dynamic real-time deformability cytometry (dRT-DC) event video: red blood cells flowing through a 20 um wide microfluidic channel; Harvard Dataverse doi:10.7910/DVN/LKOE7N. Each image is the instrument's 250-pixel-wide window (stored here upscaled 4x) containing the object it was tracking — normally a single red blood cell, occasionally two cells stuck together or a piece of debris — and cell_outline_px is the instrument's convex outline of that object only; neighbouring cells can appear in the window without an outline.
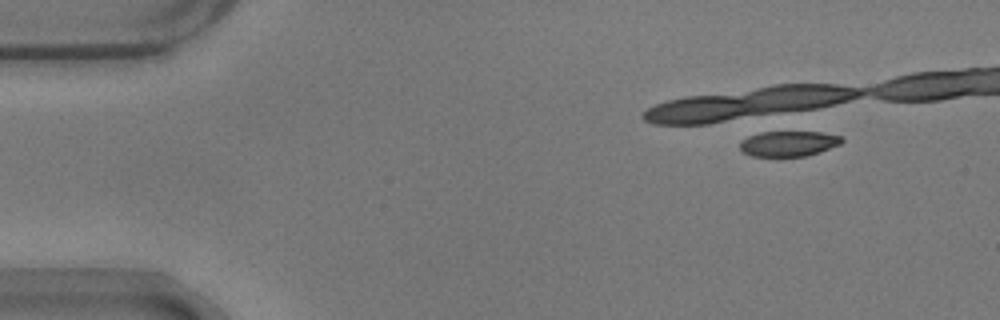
{"species": "common noctule bat (a hibernating species)", "species_latin": "Nyctalus noctula", "temperature_condition": "warm", "stored_images_in_passage": 1, "camera_frame_rate_fps": 3000, "um_per_image_px": 0.085, "animal": {"sex": "male", "body_mass_g": 17.9}, "frame": {"image": 1, "passage_image": 1, "time_ms": 0.0, "image_size_px": [1000, 320], "cell_outline_px": [[844, 140], [840, 144], [820, 152], [804, 156], [752, 156], [744, 152], [740, 148], [740, 140], [748, 136], [768, 128], [780, 128], [820, 132], [840, 136]], "centroid_in_image_um": [66.98, 12.13], "position_along_channel_um": 18.0, "area_um2": 16.07}}